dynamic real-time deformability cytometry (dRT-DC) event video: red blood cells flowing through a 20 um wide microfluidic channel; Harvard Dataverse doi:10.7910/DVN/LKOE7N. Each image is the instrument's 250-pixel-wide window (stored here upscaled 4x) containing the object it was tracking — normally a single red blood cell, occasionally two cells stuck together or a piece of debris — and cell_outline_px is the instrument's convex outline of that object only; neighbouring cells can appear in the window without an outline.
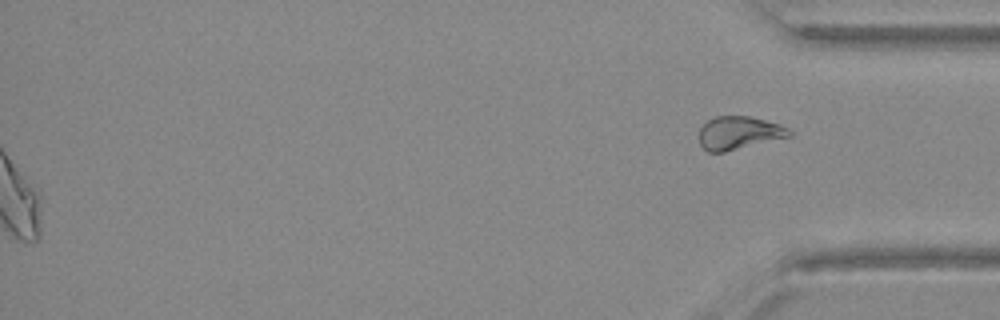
{"species": "Egyptian fruit bat (a non-hibernating species)", "species_latin": "Rousettus aegyptiacus", "temperature_condition": "warm", "stored_images_in_passage": 40, "segment_of_instrument_passage": [2, 2], "camera_frame_rate_fps": 3000, "um_per_image_px": 0.085, "animal": {"sex": "female"}, "frame": {"image": 1, "passage_image": 40, "time_ms": 13.0, "image_size_px": [1000, 320], "cell_outline_px": [[792, 136], [724, 152], [708, 152], [700, 144], [700, 128], [708, 120], [716, 116], [748, 116], [780, 124], [788, 128], [792, 132]], "centroid_in_image_um": [62.82, 11.3], "position_along_channel_um": 372.4, "area_um2": 17.28}}